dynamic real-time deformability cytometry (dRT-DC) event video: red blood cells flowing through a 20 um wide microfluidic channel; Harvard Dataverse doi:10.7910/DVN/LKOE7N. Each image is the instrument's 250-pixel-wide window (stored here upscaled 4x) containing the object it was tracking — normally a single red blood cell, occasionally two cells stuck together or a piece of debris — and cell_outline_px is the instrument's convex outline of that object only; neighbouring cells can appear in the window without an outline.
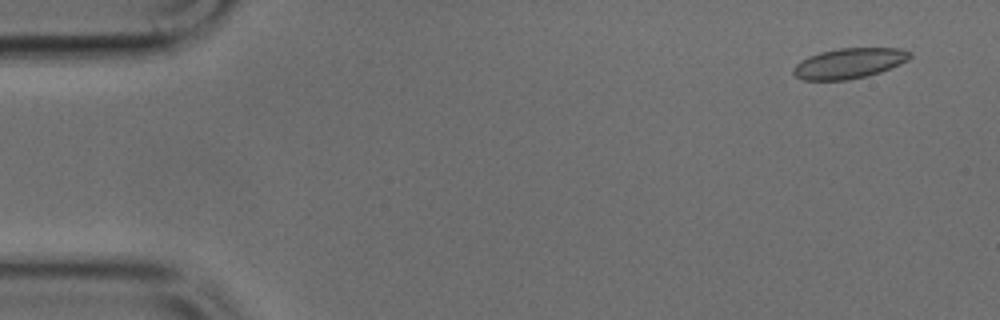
{"species": "common noctule bat (a hibernating species)", "species_latin": "Nyctalus noctula", "temperature_condition": "cold", "stored_images_in_passage": 47, "camera_frame_rate_fps": 3000, "um_per_image_px": 0.085, "animal": {"sex": "male", "body_mass_g": 17.9, "forearm_length_mm": 54.2}, "frame": {"image": 1, "passage_image": 1, "time_ms": 0.0, "image_size_px": [1000, 320], "cell_outline_px": [[912, 56], [908, 60], [900, 64], [880, 72], [848, 80], [804, 80], [796, 76], [792, 72], [792, 68], [800, 60], [808, 56], [820, 52], [840, 48], [896, 48], [912, 52]], "centroid_in_image_um": [72.16, 5.38], "position_along_channel_um": 12.8, "area_um2": 20.58}}
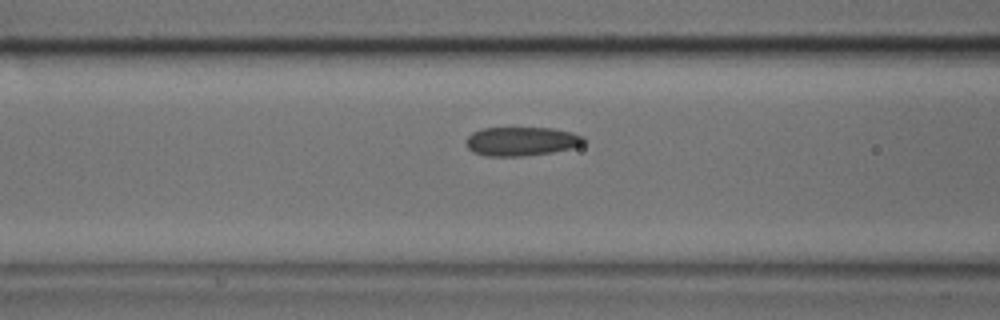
{"frame": {"image": 2, "passage_image": 17, "time_ms": 5.333, "image_size_px": [1000, 320], "cell_outline_px": [[588, 140], [572, 148], [552, 152], [524, 156], [484, 156], [472, 152], [468, 148], [464, 140], [472, 132], [484, 128], [552, 128], [572, 132], [584, 136]], "centroid_in_image_um": [44.3, 12.01], "position_along_channel_um": 122.3, "area_um2": 20.0}}
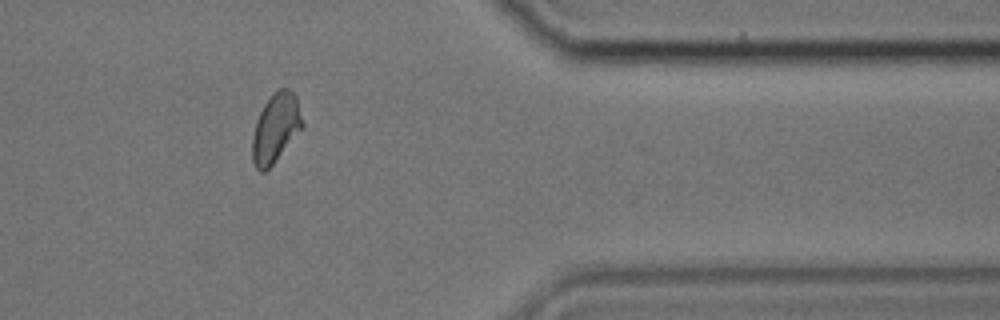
{"frame": {"image": 3, "passage_image": 38, "time_ms": 12.333, "image_size_px": [1000, 320], "cell_outline_px": [[304, 124], [272, 164], [264, 172], [260, 172], [256, 168], [252, 160], [252, 136], [256, 120], [264, 104], [280, 88], [288, 88], [296, 96]], "centroid_in_image_um": [23.41, 10.88], "position_along_channel_um": 388.0, "area_um2": 19.59}}